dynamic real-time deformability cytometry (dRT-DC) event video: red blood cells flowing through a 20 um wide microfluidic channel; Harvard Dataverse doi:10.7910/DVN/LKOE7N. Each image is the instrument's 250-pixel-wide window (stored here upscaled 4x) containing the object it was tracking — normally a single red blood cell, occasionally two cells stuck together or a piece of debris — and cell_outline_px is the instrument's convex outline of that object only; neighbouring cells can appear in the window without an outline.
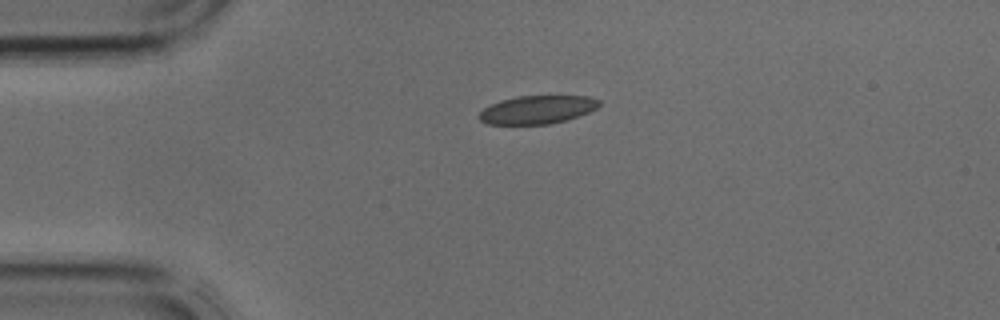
{"species": "common noctule bat (a hibernating species)", "species_latin": "Nyctalus noctula", "temperature_condition": "cold", "stored_images_in_passage": 2, "camera_frame_rate_fps": 3000, "um_per_image_px": 0.085, "animal": {"sex": "male", "body_mass_g": 17.9, "forearm_length_mm": 54.2}, "frame": {"image": 1, "passage_image": 2, "time_ms": 0.333, "image_size_px": [1000, 320], "cell_outline_px": [[600, 104], [596, 108], [588, 112], [564, 120], [548, 124], [488, 124], [480, 120], [480, 112], [484, 108], [500, 100], [516, 96], [588, 96], [600, 100]], "centroid_in_image_um": [45.66, 9.31], "position_along_channel_um": 39.3, "area_um2": 19.48}}